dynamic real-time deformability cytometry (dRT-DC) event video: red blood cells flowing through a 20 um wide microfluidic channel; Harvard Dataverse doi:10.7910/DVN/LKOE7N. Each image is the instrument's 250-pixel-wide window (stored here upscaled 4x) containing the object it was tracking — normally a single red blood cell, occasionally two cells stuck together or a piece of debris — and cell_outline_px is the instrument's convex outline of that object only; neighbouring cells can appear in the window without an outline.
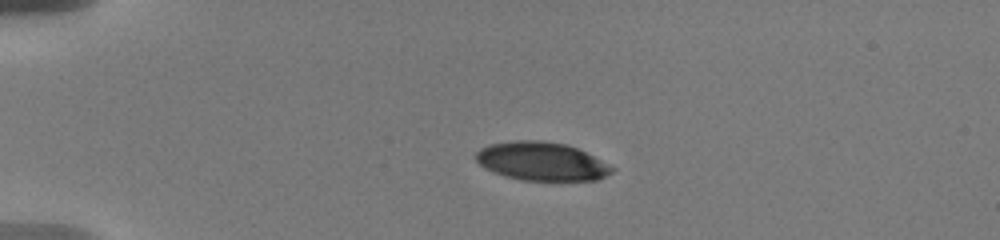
{"species": "human", "species_latin": "Homo sapiens", "temperature_condition": "warm", "stored_images_in_passage": 43, "camera_frame_rate_fps": 3000, "um_per_image_px": 0.085, "donor": {"sex": "male"}, "frame": {"image": 1, "passage_image": 31, "time_ms": 4.667, "image_size_px": [1000, 240], "cell_outline_px": [[616, 168], [612, 172], [600, 180], [520, 180], [504, 176], [484, 168], [476, 160], [476, 152], [480, 148], [488, 144], [512, 140], [544, 140], [568, 144]], "centroid_in_image_um": [46.01, 13.7], "position_along_channel_um": 39.0, "area_um2": 30.63}}